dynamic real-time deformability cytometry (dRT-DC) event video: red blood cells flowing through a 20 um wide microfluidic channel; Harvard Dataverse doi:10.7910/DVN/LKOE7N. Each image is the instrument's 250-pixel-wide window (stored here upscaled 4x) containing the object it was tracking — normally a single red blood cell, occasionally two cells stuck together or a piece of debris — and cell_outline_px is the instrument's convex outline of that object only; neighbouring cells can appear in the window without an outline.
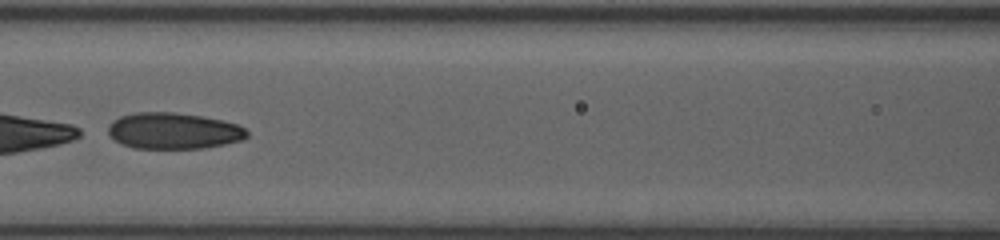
{"species": "human", "species_latin": "Homo sapiens", "temperature_condition": "room temperature", "stored_images_in_passage": 47, "segment_of_instrument_passage": [2, 2], "camera_frame_rate_fps": 3000, "um_per_image_px": 0.085, "donor": {"sex": "female"}, "frame": {"image": 1, "passage_image": 22, "time_ms": 7.0, "image_size_px": [1000, 240], "cell_outline_px": [[248, 136], [244, 140], [204, 148], [136, 148], [120, 144], [108, 132], [108, 128], [112, 120], [120, 116], [136, 112], [172, 112], [204, 116], [224, 120], [236, 124], [244, 128], [248, 132]], "centroid_in_image_um": [14.77, 11.11], "position_along_channel_um": 151.8, "area_um2": 29.42}}
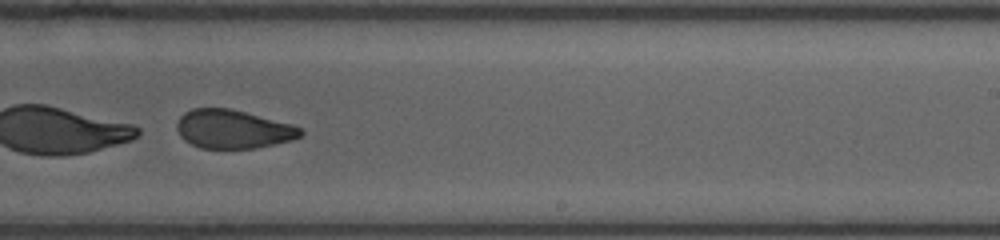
{"frame": {"image": 2, "passage_image": 31, "time_ms": 10.0, "image_size_px": [1000, 240], "cell_outline_px": [[304, 132], [300, 136], [292, 140], [256, 148], [200, 148], [184, 140], [180, 136], [176, 128], [176, 124], [180, 116], [184, 112], [192, 108], [232, 108], [292, 124], [300, 128]], "centroid_in_image_um": [19.79, 10.97], "position_along_channel_um": 269.2, "area_um2": 27.98}}